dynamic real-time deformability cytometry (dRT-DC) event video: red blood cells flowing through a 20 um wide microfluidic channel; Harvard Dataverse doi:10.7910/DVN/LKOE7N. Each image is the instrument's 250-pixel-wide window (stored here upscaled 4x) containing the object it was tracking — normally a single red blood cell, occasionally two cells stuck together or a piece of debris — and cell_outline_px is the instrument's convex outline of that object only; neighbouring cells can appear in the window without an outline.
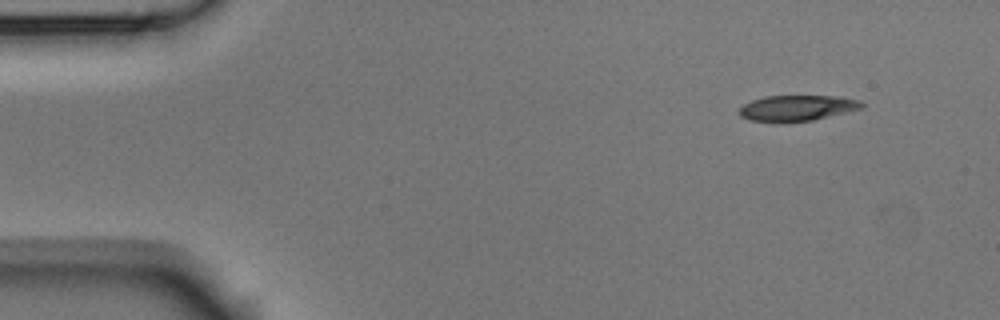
{"species": "Egyptian fruit bat (a non-hibernating species)", "species_latin": "Rousettus aegyptiacus", "temperature_condition": "room temperature", "stored_images_in_passage": 3, "camera_frame_rate_fps": 3000, "um_per_image_px": 0.085, "animal": {"sex": "male"}, "frame": {"image": 1, "passage_image": 1, "time_ms": 0.0, "image_size_px": [1000, 320], "cell_outline_px": [[864, 104], [860, 108], [812, 120], [748, 120], [740, 116], [740, 108], [744, 104], [752, 100], [764, 96], [840, 96], [860, 100]], "centroid_in_image_um": [67.76, 9.14], "position_along_channel_um": 17.2, "area_um2": 17.63}}
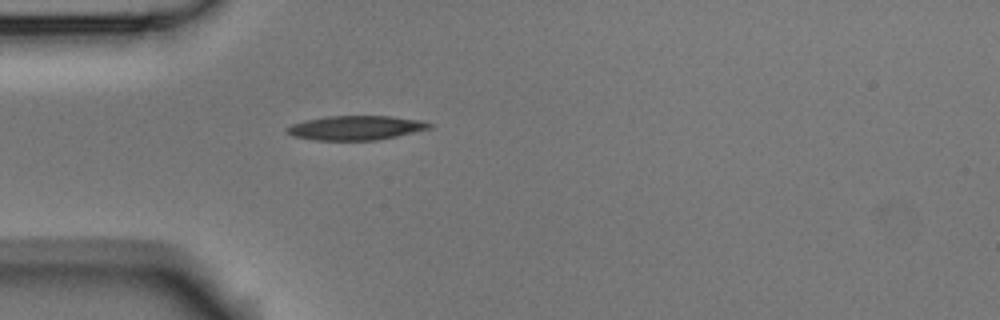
{"frame": {"image": 2, "passage_image": 3, "time_ms": 0.667, "image_size_px": [1000, 320], "cell_outline_px": [[432, 128], [396, 136], [376, 140], [316, 140], [292, 136], [284, 132], [284, 128], [292, 124], [304, 120], [328, 116], [388, 116], [420, 120], [432, 124]], "centroid_in_image_um": [30.18, 10.86], "position_along_channel_um": 54.8, "area_um2": 20.17}}